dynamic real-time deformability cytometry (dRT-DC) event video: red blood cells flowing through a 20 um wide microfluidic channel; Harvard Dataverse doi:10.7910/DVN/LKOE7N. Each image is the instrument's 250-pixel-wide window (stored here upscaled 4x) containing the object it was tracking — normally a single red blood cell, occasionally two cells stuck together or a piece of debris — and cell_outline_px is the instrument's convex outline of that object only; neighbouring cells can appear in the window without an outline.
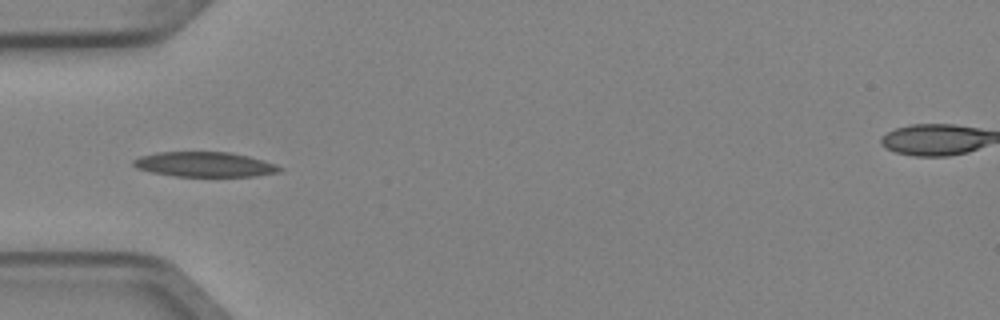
{"species": "Egyptian fruit bat (a non-hibernating species)", "species_latin": "Rousettus aegyptiacus", "temperature_condition": "cold", "stored_images_in_passage": 5, "camera_frame_rate_fps": 3000, "um_per_image_px": 0.085, "animal": {"sex": "female"}, "frame": {"image": 1, "passage_image": 5, "time_ms": 1.333, "image_size_px": [1000, 320], "cell_outline_px": [[284, 168], [280, 172], [256, 176], [176, 176], [152, 172], [136, 168], [132, 164], [132, 160], [140, 156], [156, 152], [232, 152], [248, 156], [276, 164]], "centroid_in_image_um": [17.4, 13.97], "position_along_channel_um": 67.6, "area_um2": 21.27}}